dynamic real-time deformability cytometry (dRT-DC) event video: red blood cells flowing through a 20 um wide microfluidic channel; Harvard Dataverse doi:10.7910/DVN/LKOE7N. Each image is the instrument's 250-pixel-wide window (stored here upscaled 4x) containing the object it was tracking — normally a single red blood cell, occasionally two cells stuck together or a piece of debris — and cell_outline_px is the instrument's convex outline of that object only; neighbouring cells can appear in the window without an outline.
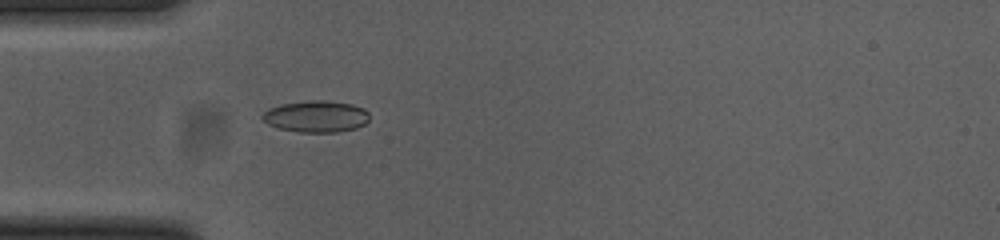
{"species": "common noctule bat (a hibernating species)", "species_latin": "Nyctalus noctula", "temperature_condition": "cold", "stored_images_in_passage": 43, "camera_frame_rate_fps": 3000, "um_per_image_px": 0.085, "animal": {"sex": "female", "body_mass_g": 23.0, "forearm_length_mm": 53.4}, "frame": {"image": 1, "passage_image": 5, "time_ms": 1.333, "image_size_px": [1000, 240], "cell_outline_px": [[368, 120], [364, 124], [356, 128], [336, 132], [300, 132], [280, 128], [268, 124], [260, 116], [268, 108], [280, 104], [312, 100], [324, 100], [352, 104], [364, 108], [368, 112]], "centroid_in_image_um": [26.86, 9.89], "position_along_channel_um": 58.1, "area_um2": 19.65}}
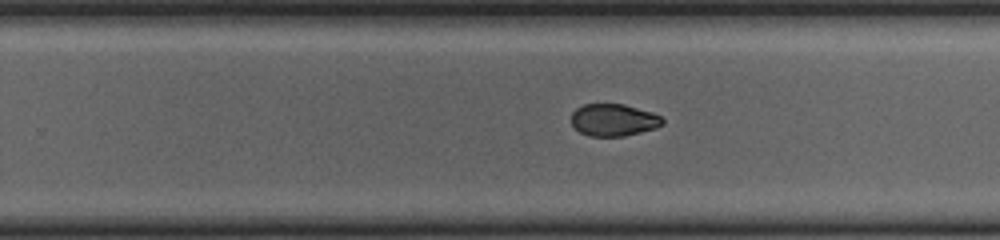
{"frame": {"image": 2, "passage_image": 23, "time_ms": 7.333, "image_size_px": [1000, 240], "cell_outline_px": [[664, 124], [656, 128], [624, 136], [588, 136], [580, 132], [572, 124], [572, 112], [576, 108], [584, 104], [624, 104], [652, 112], [660, 116], [664, 120]], "centroid_in_image_um": [52.16, 10.19], "position_along_channel_um": 277.6, "area_um2": 17.11}}
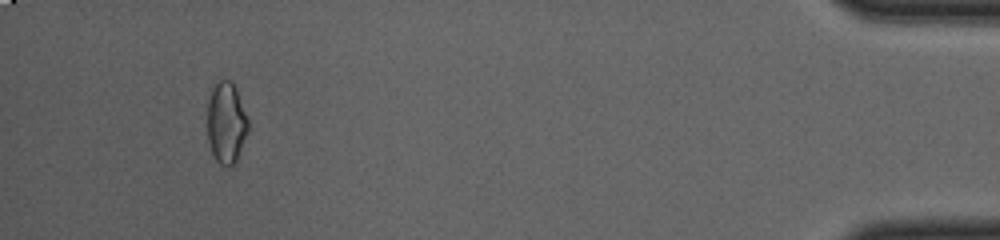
{"frame": {"image": 3, "passage_image": 40, "time_ms": 13.0, "image_size_px": [1000, 240], "cell_outline_px": [[248, 132], [236, 160], [232, 164], [220, 164], [216, 160], [212, 152], [208, 140], [208, 100], [212, 88], [220, 80], [232, 80], [236, 88], [248, 116]], "centroid_in_image_um": [19.24, 10.39], "position_along_channel_um": 416.0, "area_um2": 19.19}, "authors_computed_cell_mechanics": {"area_um2": 18.4382, "velocity_mm_per_s": 3.7116, "shape_relaxation_time_tau1_ms": null, "shape_relaxation_time_tau2_ms": 2.2844, "deformation_change_tau1": null, "deformation_change_tau2": 0.0542}}